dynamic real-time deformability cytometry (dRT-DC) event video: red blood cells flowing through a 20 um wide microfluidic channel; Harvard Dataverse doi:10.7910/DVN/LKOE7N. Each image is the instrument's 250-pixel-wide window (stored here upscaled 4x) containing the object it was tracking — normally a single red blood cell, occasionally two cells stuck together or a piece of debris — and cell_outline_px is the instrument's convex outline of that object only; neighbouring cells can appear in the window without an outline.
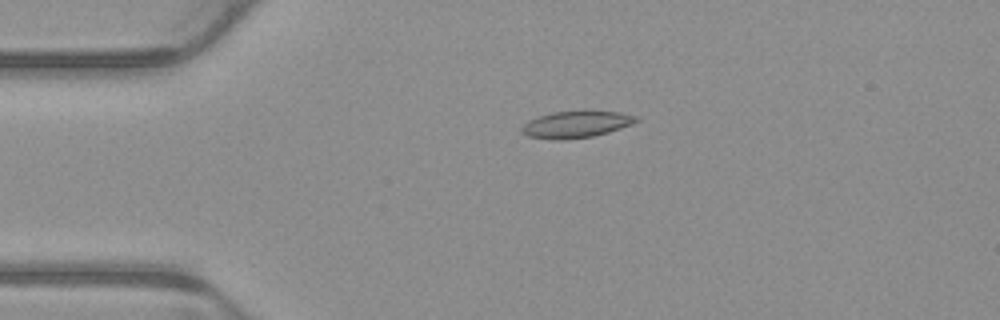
{"species": "common noctule bat (a hibernating species)", "species_latin": "Nyctalus noctula", "temperature_condition": "warm", "stored_images_in_passage": 4, "camera_frame_rate_fps": 3000, "um_per_image_px": 0.085, "animal": {"sex": "male", "body_mass_g": 23.1, "forearm_length_mm": 52.7}, "frame": {"image": 1, "passage_image": 3, "time_ms": 0.667, "image_size_px": [1000, 320], "cell_outline_px": [[640, 120], [632, 124], [608, 132], [592, 136], [564, 140], [556, 140], [528, 136], [520, 132], [520, 128], [528, 120], [552, 112], [584, 108], [620, 112], [640, 116]], "centroid_in_image_um": [49.01, 10.52], "position_along_channel_um": 36.0, "area_um2": 18.61}}